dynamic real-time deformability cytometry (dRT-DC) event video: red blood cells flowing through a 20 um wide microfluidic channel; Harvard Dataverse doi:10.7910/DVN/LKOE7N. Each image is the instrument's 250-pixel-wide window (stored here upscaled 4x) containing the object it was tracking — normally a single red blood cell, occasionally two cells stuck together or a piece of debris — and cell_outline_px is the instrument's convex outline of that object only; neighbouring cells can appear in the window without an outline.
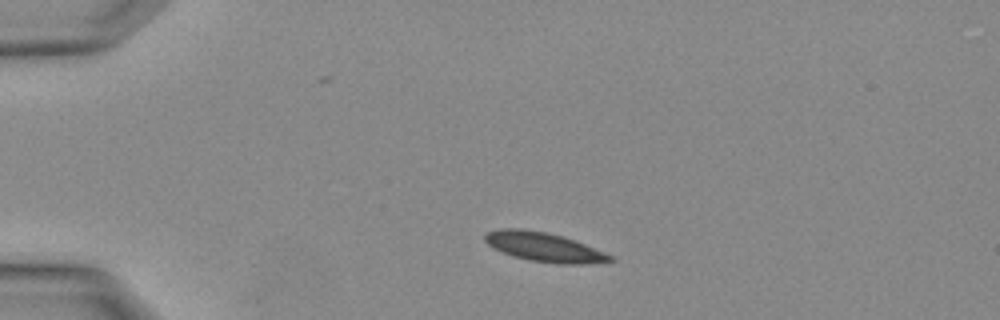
{"species": "Egyptian fruit bat (a non-hibernating species)", "species_latin": "Rousettus aegyptiacus", "temperature_condition": "warm", "stored_images_in_passage": 2, "camera_frame_rate_fps": 3000, "um_per_image_px": 0.085, "animal": {"sex": "female"}, "frame": {"image": 1, "passage_image": 1, "time_ms": 0.0, "image_size_px": [1000, 320], "cell_outline_px": [[616, 260], [584, 264], [560, 264], [532, 260], [516, 256], [504, 252], [488, 244], [484, 240], [484, 236], [488, 232], [500, 228], [520, 228], [548, 232], [564, 236], [604, 252], [612, 256]], "centroid_in_image_um": [46.26, 20.98], "position_along_channel_um": 38.7, "area_um2": 20.98}}
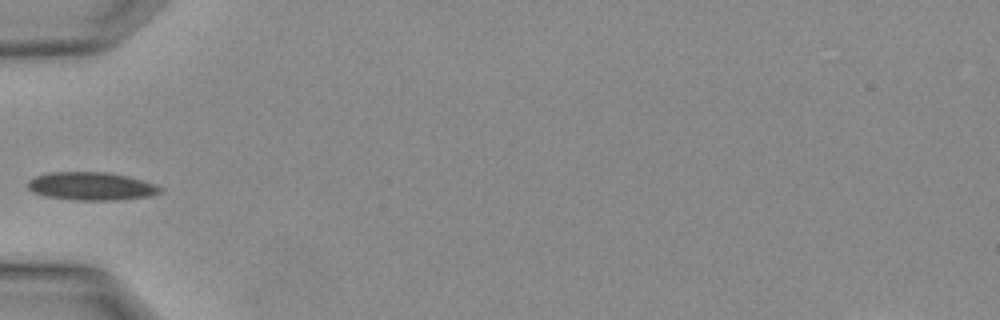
{"frame": {"image": 2, "passage_image": 2, "time_ms": 0.333, "image_size_px": [1000, 320], "cell_outline_px": [[164, 192], [152, 196], [116, 200], [76, 200], [48, 196], [32, 192], [28, 188], [28, 180], [36, 176], [48, 172], [108, 172], [128, 176], [144, 180], [156, 184], [164, 188]], "centroid_in_image_um": [7.83, 15.82], "position_along_channel_um": 77.2, "area_um2": 21.91}}